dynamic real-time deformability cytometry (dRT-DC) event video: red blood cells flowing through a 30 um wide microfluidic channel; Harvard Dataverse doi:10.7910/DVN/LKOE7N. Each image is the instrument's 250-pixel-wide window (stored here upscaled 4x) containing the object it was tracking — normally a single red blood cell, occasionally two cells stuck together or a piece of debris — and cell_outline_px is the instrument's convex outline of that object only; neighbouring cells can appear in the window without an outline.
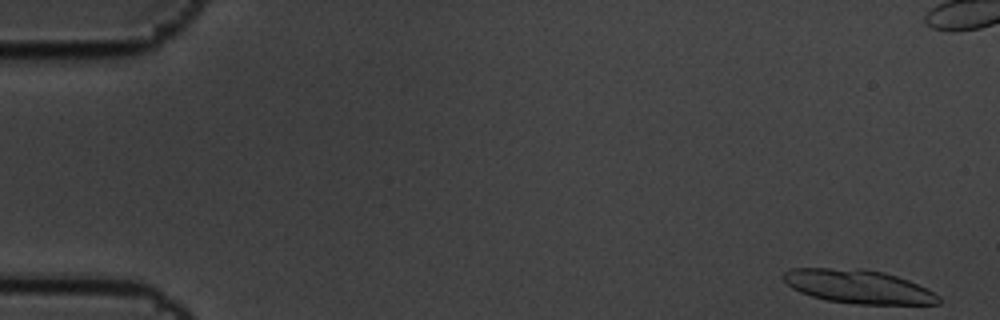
{"species": "common noctule bat (a hibernating species)", "species_latin": "Nyctalus noctula", "temperature_condition": "cold", "stored_images_in_passage": 8, "camera_frame_rate_fps": 3000, "um_per_image_px": 0.085, "animal": {"sex": "male", "body_mass_g": 19.5, "forearm_length_mm": 54.6}, "frame": {"image": 1, "passage_image": 1, "time_ms": 0.0, "image_size_px": [1000, 320], "cell_outline_px": [[940, 304], [852, 304], [824, 300], [800, 292], [792, 288], [784, 280], [784, 272], [792, 268], [828, 268], [884, 272], [908, 280], [940, 296]], "centroid_in_image_um": [72.94, 24.38], "position_along_channel_um": 12.1, "area_um2": 29.88}}
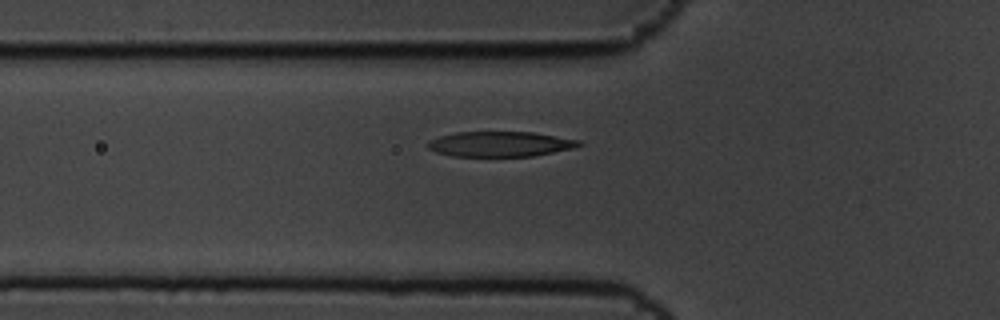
{"frame": {"image": 2, "passage_image": 8, "time_ms": 2.333, "image_size_px": [1000, 320], "cell_outline_px": [[584, 144], [572, 148], [532, 156], [452, 156], [436, 152], [428, 148], [428, 140], [440, 136], [456, 132], [532, 132], [580, 140]], "centroid_in_image_um": [42.49, 12.24], "position_along_channel_um": 83.3, "area_um2": 22.02}}